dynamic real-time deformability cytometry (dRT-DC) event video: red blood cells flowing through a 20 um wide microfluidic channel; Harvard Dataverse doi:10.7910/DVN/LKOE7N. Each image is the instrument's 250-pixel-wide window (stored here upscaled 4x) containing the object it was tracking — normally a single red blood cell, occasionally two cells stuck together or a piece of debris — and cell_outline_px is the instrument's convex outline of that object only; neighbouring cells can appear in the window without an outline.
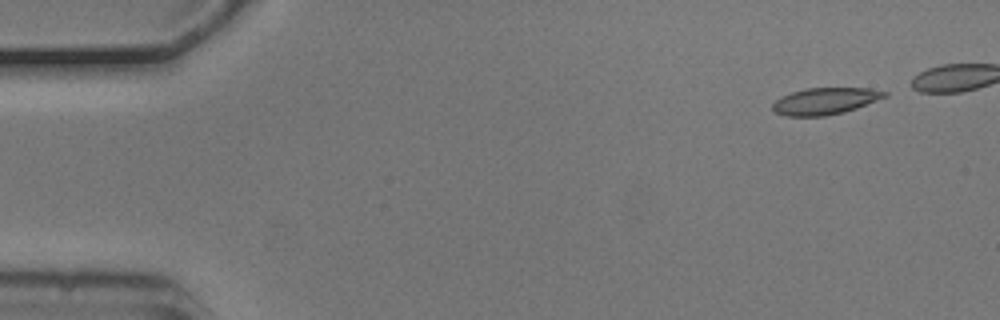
{"species": "common noctule bat (a hibernating species)", "species_latin": "Nyctalus noctula", "temperature_condition": "cold", "stored_images_in_passage": 4, "camera_frame_rate_fps": 3000, "um_per_image_px": 0.085, "animal": {"sex": "male", "body_mass_g": 20.5, "forearm_length_mm": 52.5}, "frame": {"image": 1, "passage_image": 1, "time_ms": 0.0, "image_size_px": [1000, 320], "cell_outline_px": [[888, 96], [856, 108], [844, 112], [824, 116], [784, 116], [776, 112], [772, 108], [772, 104], [776, 100], [792, 92], [804, 88], [868, 88], [888, 92]], "centroid_in_image_um": [70.14, 8.59], "position_along_channel_um": 14.9, "area_um2": 17.34}}